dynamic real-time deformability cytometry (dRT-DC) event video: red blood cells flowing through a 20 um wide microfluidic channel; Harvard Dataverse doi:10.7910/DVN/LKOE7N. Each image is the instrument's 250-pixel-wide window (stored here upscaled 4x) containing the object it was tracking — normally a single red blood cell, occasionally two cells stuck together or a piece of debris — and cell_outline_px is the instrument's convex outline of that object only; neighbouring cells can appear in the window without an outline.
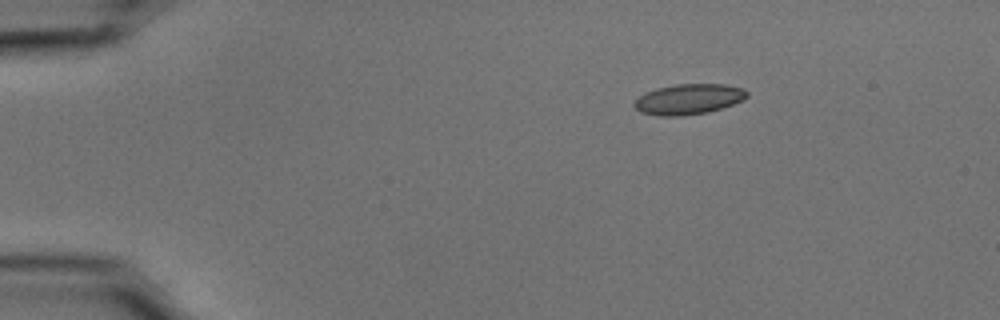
{"species": "common noctule bat (a hibernating species)", "species_latin": "Nyctalus noctula", "temperature_condition": "cold", "stored_images_in_passage": 46, "camera_frame_rate_fps": 3000, "um_per_image_px": 0.085, "animal": {"sex": "male", "body_mass_g": 15.6}, "frame": {"image": 1, "passage_image": 1, "time_ms": 0.0, "image_size_px": [1000, 320], "cell_outline_px": [[748, 96], [744, 100], [708, 112], [680, 116], [660, 116], [640, 112], [632, 104], [644, 92], [656, 88], [676, 84], [724, 84], [744, 88], [748, 92]], "centroid_in_image_um": [58.53, 8.42], "position_along_channel_um": 26.5, "area_um2": 20.06}}
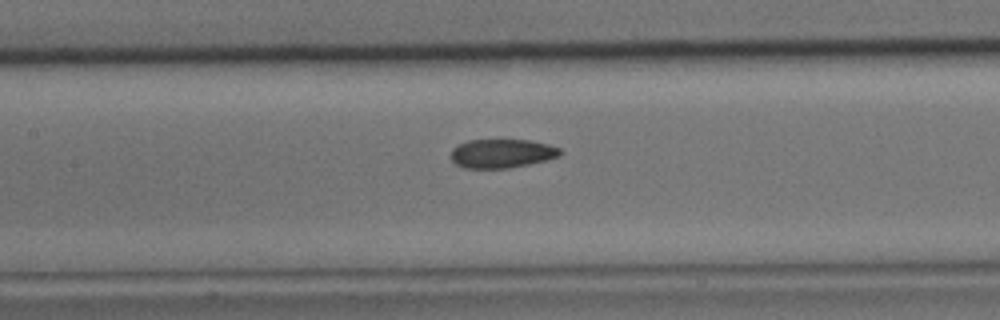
{"frame": {"image": 2, "passage_image": 18, "time_ms": 5.667, "image_size_px": [1000, 320], "cell_outline_px": [[564, 152], [560, 156], [548, 160], [508, 168], [464, 168], [456, 164], [452, 160], [452, 148], [456, 144], [468, 140], [528, 140], [548, 144], [560, 148]], "centroid_in_image_um": [42.68, 13.04], "position_along_channel_um": 164.7, "area_um2": 18.5}}
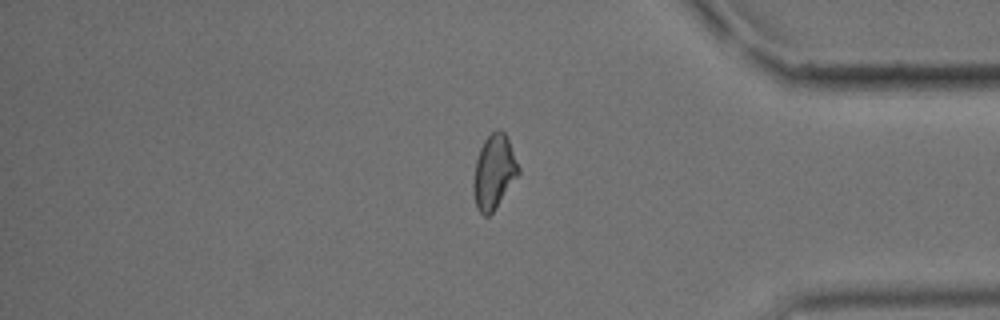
{"frame": {"image": 3, "passage_image": 38, "time_ms": 12.333, "image_size_px": [1000, 320], "cell_outline_px": [[520, 172], [492, 212], [488, 216], [484, 216], [476, 208], [472, 192], [472, 184], [476, 160], [480, 148], [484, 140], [492, 132], [500, 128], [508, 136], [520, 168]], "centroid_in_image_um": [41.97, 14.59], "position_along_channel_um": 393.2, "area_um2": 19.54}, "authors_computed_cell_mechanics": {"area_um2": 19.5653, "velocity_mm_per_s": 3.7144, "shape_relaxation_time_tau1_ms": null, "shape_relaxation_time_tau2_ms": 2.3879, "deformation_change_tau1": null, "deformation_change_tau2": 0.068}}